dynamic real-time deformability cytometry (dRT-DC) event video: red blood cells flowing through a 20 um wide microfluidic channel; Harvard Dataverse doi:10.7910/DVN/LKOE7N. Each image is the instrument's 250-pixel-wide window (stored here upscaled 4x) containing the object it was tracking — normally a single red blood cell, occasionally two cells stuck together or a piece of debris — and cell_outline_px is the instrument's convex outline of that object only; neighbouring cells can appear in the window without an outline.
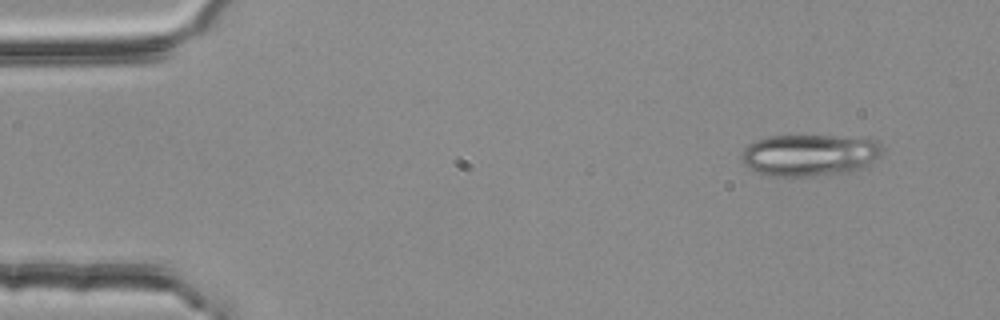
{"species": "common noctule bat (a hibernating species)", "species_latin": "Nyctalus noctula", "temperature_condition": "room temperature", "stored_images_in_passage": 2, "camera_frame_rate_fps": 3000, "um_per_image_px": 0.085, "animal": {"sex": "female", "body_mass_g": 25.1}, "frame": {"image": 1, "passage_image": 1, "time_ms": 0.0, "image_size_px": [1000, 320], "cell_outline_px": [[884, 152], [880, 156], [864, 168], [856, 172], [812, 176], [768, 176], [748, 168], [740, 160], [740, 152], [748, 144], [756, 140], [772, 136], [868, 136], [876, 140], [884, 148]], "centroid_in_image_um": [68.88, 13.18], "position_along_channel_um": 16.1, "area_um2": 35.26}}